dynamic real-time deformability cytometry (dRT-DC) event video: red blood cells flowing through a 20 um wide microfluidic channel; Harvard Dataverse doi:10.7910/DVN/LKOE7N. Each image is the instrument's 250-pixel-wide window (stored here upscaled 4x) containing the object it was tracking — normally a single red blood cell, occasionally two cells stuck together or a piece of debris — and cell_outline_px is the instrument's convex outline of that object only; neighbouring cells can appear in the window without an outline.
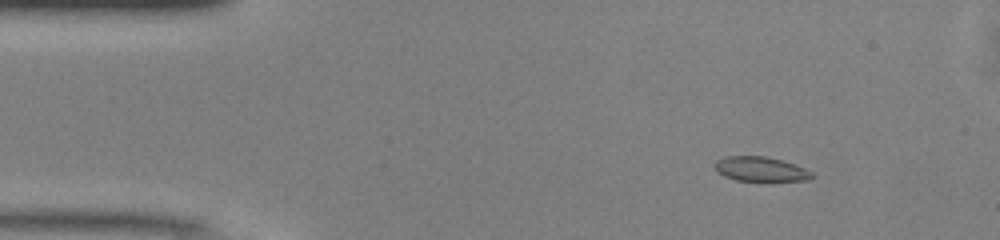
{"species": "common noctule bat (a hibernating species)", "species_latin": "Nyctalus noctula", "temperature_condition": "warm", "stored_images_in_passage": 49, "camera_frame_rate_fps": 3000, "um_per_image_px": 0.085, "animal": {"sex": "male", "body_mass_g": 13.0, "forearm_length_mm": 53.1}, "frame": {"image": 1, "passage_image": 6, "time_ms": 1.667, "image_size_px": [1000, 240], "cell_outline_px": [[816, 176], [808, 180], [736, 180], [724, 176], [716, 172], [712, 164], [716, 160], [724, 156], [764, 156], [780, 160], [804, 168], [812, 172]], "centroid_in_image_um": [64.58, 14.36], "position_along_channel_um": 20.4, "area_um2": 13.81}}
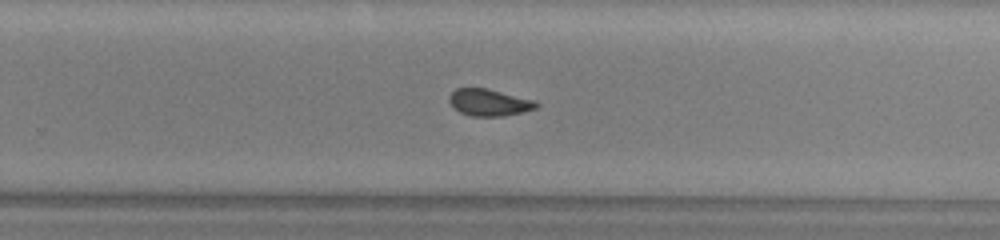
{"frame": {"image": 2, "passage_image": 31, "time_ms": 10.0, "image_size_px": [1000, 240], "cell_outline_px": [[540, 104], [536, 108], [504, 116], [472, 116], [460, 112], [448, 100], [448, 96], [456, 88], [488, 88], [536, 100]], "centroid_in_image_um": [41.6, 8.69], "position_along_channel_um": 288.2, "area_um2": 13.64}}
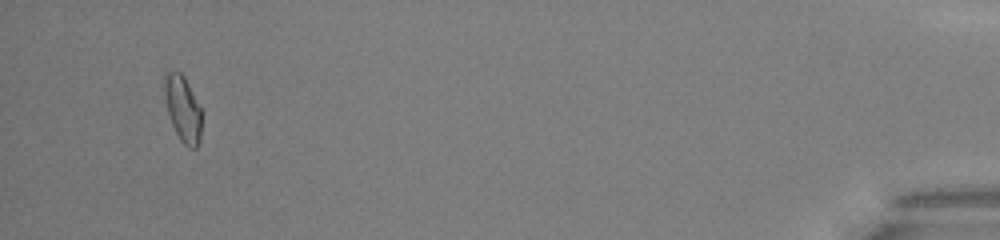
{"frame": {"image": 3, "passage_image": 47, "time_ms": 15.333, "image_size_px": [1000, 240], "cell_outline_px": [[200, 140], [196, 148], [188, 148], [180, 140], [172, 124], [168, 112], [164, 96], [164, 72], [180, 72], [184, 76], [200, 108]], "centroid_in_image_um": [15.51, 9.25], "position_along_channel_um": 419.7, "area_um2": 13.99}, "authors_computed_cell_mechanics": {"area_um2": 14.161, "velocity_mm_per_s": 4.1009, "shape_relaxation_time_tau1_ms": 6.8679, "shape_relaxation_time_tau2_ms": 1.9623, "deformation_change_tau1": 0.1426, "deformation_change_tau2": 0.0563}}